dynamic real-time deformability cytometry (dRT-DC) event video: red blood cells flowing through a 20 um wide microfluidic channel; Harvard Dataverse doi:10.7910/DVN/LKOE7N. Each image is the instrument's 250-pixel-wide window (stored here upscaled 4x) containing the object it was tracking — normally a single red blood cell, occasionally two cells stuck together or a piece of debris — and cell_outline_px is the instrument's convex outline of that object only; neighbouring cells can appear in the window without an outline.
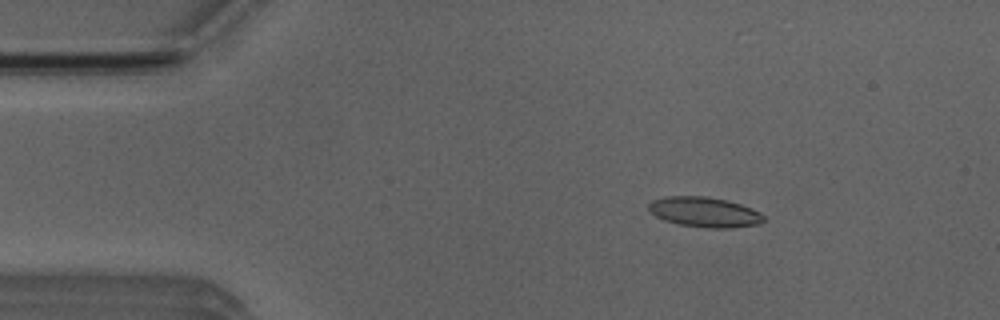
{"species": "Egyptian fruit bat (a non-hibernating species)", "species_latin": "Rousettus aegyptiacus", "temperature_condition": "room temperature", "stored_images_in_passage": 5, "camera_frame_rate_fps": 3000, "um_per_image_px": 0.085, "animal": {"sex": "male"}, "frame": {"image": 1, "passage_image": 2, "time_ms": 1.333, "image_size_px": [1000, 320], "cell_outline_px": [[764, 220], [756, 224], [732, 228], [708, 228], [680, 224], [664, 220], [656, 216], [648, 208], [648, 204], [652, 200], [668, 196], [704, 196], [724, 200], [740, 204], [764, 216]], "centroid_in_image_um": [59.83, 18.03], "position_along_channel_um": 25.2, "area_um2": 19.71}}